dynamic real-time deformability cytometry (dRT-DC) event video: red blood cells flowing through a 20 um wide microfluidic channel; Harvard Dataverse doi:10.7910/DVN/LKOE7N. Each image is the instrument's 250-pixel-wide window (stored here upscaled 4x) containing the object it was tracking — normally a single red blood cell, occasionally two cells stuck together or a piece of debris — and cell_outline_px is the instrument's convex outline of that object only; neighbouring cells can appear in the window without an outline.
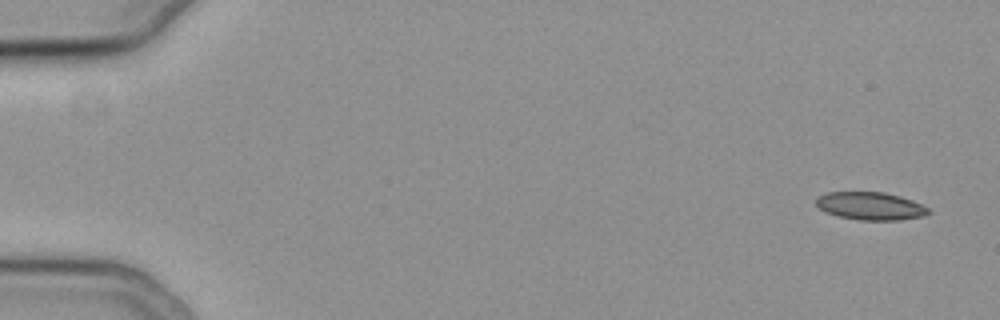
{"species": "common noctule bat (a hibernating species)", "species_latin": "Nyctalus noctula", "temperature_condition": "cold", "stored_images_in_passage": 52, "camera_frame_rate_fps": 3000, "um_per_image_px": 0.085, "animal": {"sex": "female", "body_mass_g": 19.3, "forearm_length_mm": 54.1}, "frame": {"image": 1, "passage_image": 1, "time_ms": 0.0, "image_size_px": [1000, 320], "cell_outline_px": [[932, 212], [924, 216], [900, 220], [860, 220], [840, 216], [828, 212], [820, 208], [816, 204], [816, 200], [820, 196], [828, 192], [884, 192], [900, 196], [912, 200], [928, 208]], "centroid_in_image_um": [74.04, 17.51], "position_along_channel_um": 11.0, "area_um2": 18.03}}
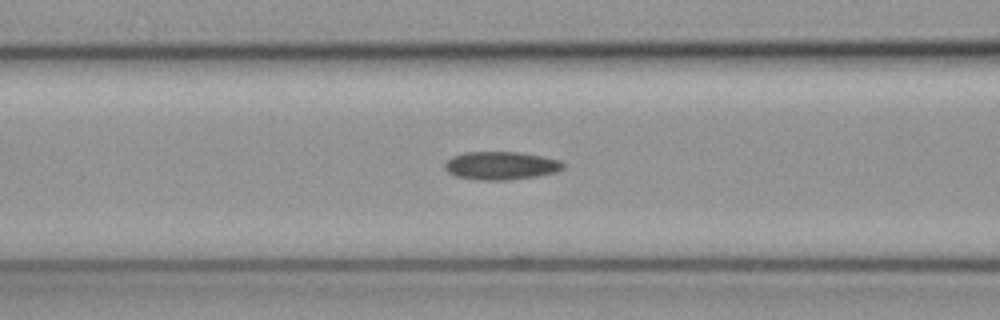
{"frame": {"image": 2, "passage_image": 22, "time_ms": 7.0, "image_size_px": [1000, 320], "cell_outline_px": [[564, 168], [556, 172], [536, 176], [508, 180], [480, 180], [456, 176], [448, 172], [444, 168], [444, 164], [452, 156], [464, 152], [520, 152], [560, 160], [564, 164]], "centroid_in_image_um": [42.57, 14.07], "position_along_channel_um": 124.0, "area_um2": 19.36}}
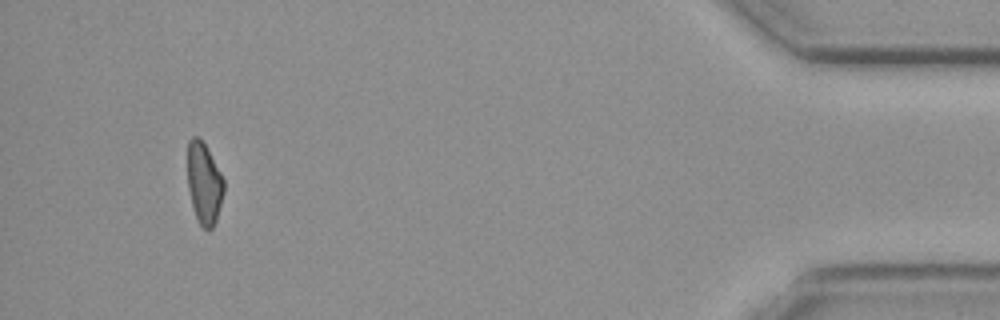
{"frame": {"image": 3, "passage_image": 51, "time_ms": 16.667, "image_size_px": [1000, 320], "cell_outline_px": [[224, 192], [216, 220], [212, 228], [208, 232], [200, 224], [196, 216], [192, 204], [188, 188], [188, 140], [192, 136], [200, 136], [220, 172], [224, 180]], "centroid_in_image_um": [17.35, 15.57], "position_along_channel_um": 417.9, "area_um2": 17.11}}